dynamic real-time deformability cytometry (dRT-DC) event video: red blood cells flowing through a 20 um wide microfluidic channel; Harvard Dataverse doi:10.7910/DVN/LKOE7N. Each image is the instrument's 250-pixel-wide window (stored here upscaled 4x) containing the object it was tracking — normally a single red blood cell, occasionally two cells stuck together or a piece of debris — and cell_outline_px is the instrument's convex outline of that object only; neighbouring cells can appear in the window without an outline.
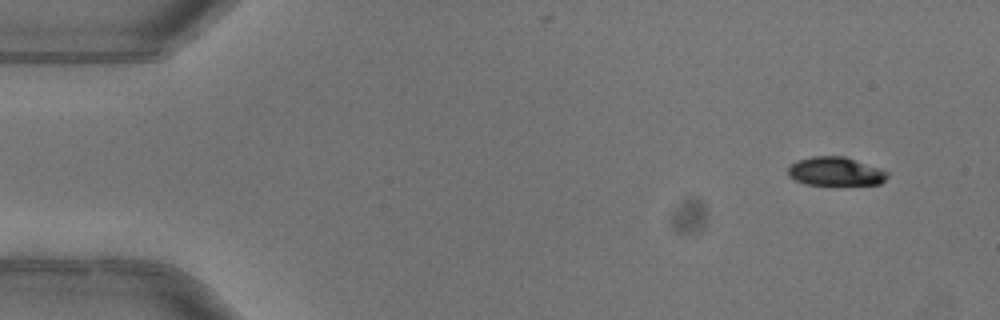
{"species": "common noctule bat (a hibernating species)", "species_latin": "Nyctalus noctula", "temperature_condition": "warm", "stored_images_in_passage": 3, "camera_frame_rate_fps": 3000, "um_per_image_px": 0.085, "animal": {"sex": "female"}, "frame": {"image": 1, "passage_image": 1, "time_ms": 0.0, "image_size_px": [1000, 320], "cell_outline_px": [[888, 176], [880, 184], [832, 188], [804, 184], [788, 176], [788, 168], [796, 160], [812, 156], [844, 156], [880, 168], [888, 172]], "centroid_in_image_um": [71.02, 14.63], "position_along_channel_um": 14.0, "area_um2": 17.57}}
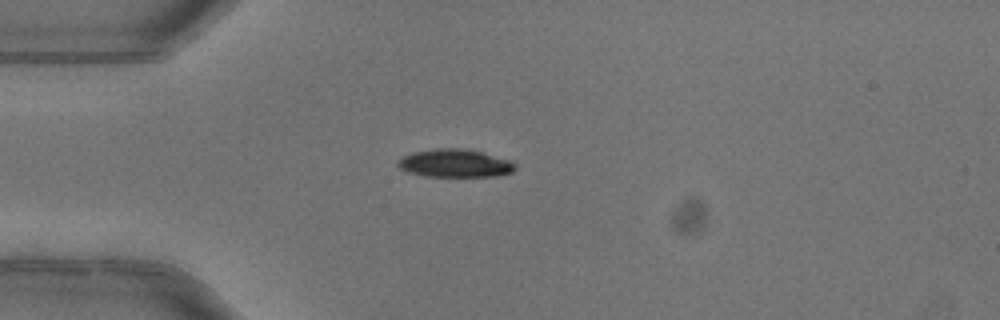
{"frame": {"image": 2, "passage_image": 3, "time_ms": 0.667, "image_size_px": [1000, 320], "cell_outline_px": [[516, 168], [512, 172], [496, 176], [424, 176], [408, 172], [400, 168], [396, 164], [396, 160], [412, 152], [436, 148], [464, 148], [480, 152], [508, 160], [516, 164]], "centroid_in_image_um": [38.63, 13.87], "position_along_channel_um": 46.4, "area_um2": 19.07}}